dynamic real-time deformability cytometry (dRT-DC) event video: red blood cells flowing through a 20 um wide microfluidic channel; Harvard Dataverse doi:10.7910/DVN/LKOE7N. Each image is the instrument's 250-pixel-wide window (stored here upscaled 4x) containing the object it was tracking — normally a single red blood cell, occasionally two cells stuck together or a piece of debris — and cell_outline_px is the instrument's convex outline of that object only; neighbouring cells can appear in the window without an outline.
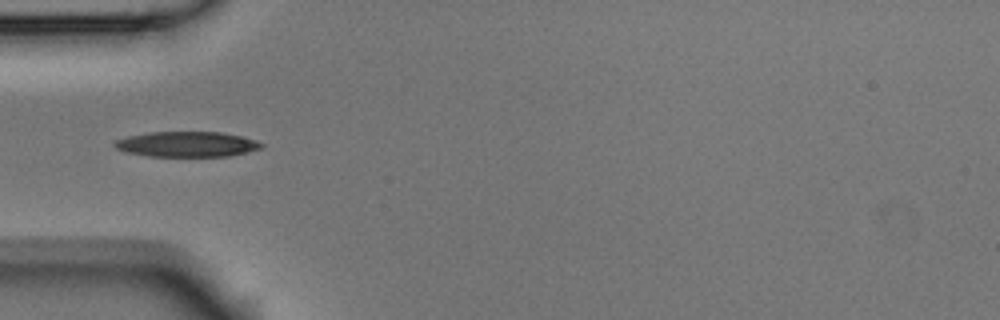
{"species": "Egyptian fruit bat (a non-hibernating species)", "species_latin": "Rousettus aegyptiacus", "temperature_condition": "room temperature", "stored_images_in_passage": 8, "camera_frame_rate_fps": 3000, "um_per_image_px": 0.085, "animal": {"sex": "male"}, "frame": {"image": 1, "passage_image": 5, "time_ms": 1.333, "image_size_px": [1000, 320], "cell_outline_px": [[264, 148], [248, 152], [228, 156], [148, 156], [124, 152], [116, 148], [112, 144], [116, 140], [128, 136], [152, 132], [220, 132], [240, 136], [256, 140], [264, 144]], "centroid_in_image_um": [15.9, 12.26], "position_along_channel_um": 69.1, "area_um2": 21.68}}
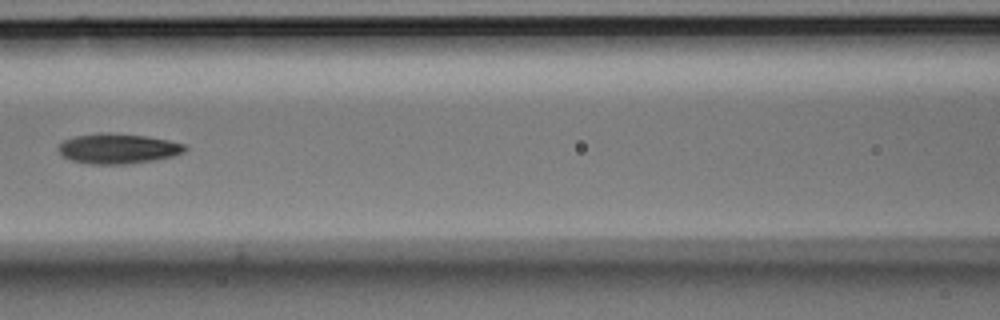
{"frame": {"image": 2, "passage_image": 7, "time_ms": 2.0, "image_size_px": [1000, 320], "cell_outline_px": [[188, 148], [184, 152], [172, 156], [152, 160], [128, 164], [88, 164], [72, 160], [64, 156], [56, 148], [64, 140], [76, 136], [100, 132], [144, 136], [168, 140], [184, 144]], "centroid_in_image_um": [10.01, 12.63], "position_along_channel_um": 156.6, "area_um2": 21.96}}
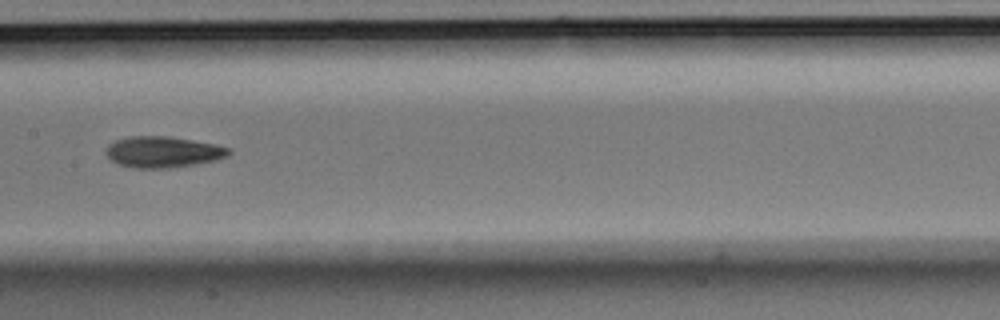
{"frame": {"image": 3, "passage_image": 8, "time_ms": 2.333, "image_size_px": [1000, 320], "cell_outline_px": [[232, 152], [228, 156], [216, 160], [168, 168], [132, 168], [120, 164], [112, 160], [104, 152], [108, 144], [116, 140], [128, 136], [164, 136], [212, 144], [232, 148]], "centroid_in_image_um": [13.83, 12.92], "position_along_channel_um": 193.6, "area_um2": 22.02}}